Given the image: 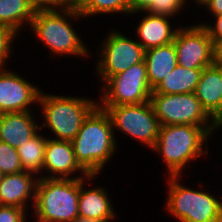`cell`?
<instances>
[{"mask_svg": "<svg viewBox=\"0 0 222 222\" xmlns=\"http://www.w3.org/2000/svg\"><path fill=\"white\" fill-rule=\"evenodd\" d=\"M206 8L213 16L220 15L222 14V0H211Z\"/></svg>", "mask_w": 222, "mask_h": 222, "instance_id": "cell-32", "label": "cell"}, {"mask_svg": "<svg viewBox=\"0 0 222 222\" xmlns=\"http://www.w3.org/2000/svg\"><path fill=\"white\" fill-rule=\"evenodd\" d=\"M16 36L12 29L0 25V68L5 67L6 60L11 56L12 42Z\"/></svg>", "mask_w": 222, "mask_h": 222, "instance_id": "cell-26", "label": "cell"}, {"mask_svg": "<svg viewBox=\"0 0 222 222\" xmlns=\"http://www.w3.org/2000/svg\"><path fill=\"white\" fill-rule=\"evenodd\" d=\"M114 132L108 113L97 105L71 141L76 161L89 175L100 174L114 155L117 148Z\"/></svg>", "mask_w": 222, "mask_h": 222, "instance_id": "cell-1", "label": "cell"}, {"mask_svg": "<svg viewBox=\"0 0 222 222\" xmlns=\"http://www.w3.org/2000/svg\"><path fill=\"white\" fill-rule=\"evenodd\" d=\"M129 14L128 0H90L89 3L80 11L84 17L90 15L110 14V13Z\"/></svg>", "mask_w": 222, "mask_h": 222, "instance_id": "cell-24", "label": "cell"}, {"mask_svg": "<svg viewBox=\"0 0 222 222\" xmlns=\"http://www.w3.org/2000/svg\"><path fill=\"white\" fill-rule=\"evenodd\" d=\"M150 102L160 126L196 125L219 126L207 114L195 93L162 94L152 93Z\"/></svg>", "mask_w": 222, "mask_h": 222, "instance_id": "cell-7", "label": "cell"}, {"mask_svg": "<svg viewBox=\"0 0 222 222\" xmlns=\"http://www.w3.org/2000/svg\"><path fill=\"white\" fill-rule=\"evenodd\" d=\"M100 107L108 113L113 130L122 131L151 149L154 148L160 124L150 101L142 104Z\"/></svg>", "mask_w": 222, "mask_h": 222, "instance_id": "cell-8", "label": "cell"}, {"mask_svg": "<svg viewBox=\"0 0 222 222\" xmlns=\"http://www.w3.org/2000/svg\"><path fill=\"white\" fill-rule=\"evenodd\" d=\"M195 95L207 114L222 127V67L203 69Z\"/></svg>", "mask_w": 222, "mask_h": 222, "instance_id": "cell-14", "label": "cell"}, {"mask_svg": "<svg viewBox=\"0 0 222 222\" xmlns=\"http://www.w3.org/2000/svg\"><path fill=\"white\" fill-rule=\"evenodd\" d=\"M136 27L139 42L147 50L149 48L164 46L174 41L178 28H171L168 16L147 13Z\"/></svg>", "mask_w": 222, "mask_h": 222, "instance_id": "cell-18", "label": "cell"}, {"mask_svg": "<svg viewBox=\"0 0 222 222\" xmlns=\"http://www.w3.org/2000/svg\"><path fill=\"white\" fill-rule=\"evenodd\" d=\"M26 212L20 207L0 205V222H26Z\"/></svg>", "mask_w": 222, "mask_h": 222, "instance_id": "cell-27", "label": "cell"}, {"mask_svg": "<svg viewBox=\"0 0 222 222\" xmlns=\"http://www.w3.org/2000/svg\"><path fill=\"white\" fill-rule=\"evenodd\" d=\"M90 0H60V7L81 11Z\"/></svg>", "mask_w": 222, "mask_h": 222, "instance_id": "cell-29", "label": "cell"}, {"mask_svg": "<svg viewBox=\"0 0 222 222\" xmlns=\"http://www.w3.org/2000/svg\"><path fill=\"white\" fill-rule=\"evenodd\" d=\"M215 17V24L211 25L207 22L202 25L208 32L209 37L212 39L213 43H215L217 40L222 39V14L216 15ZM210 24V25H209Z\"/></svg>", "mask_w": 222, "mask_h": 222, "instance_id": "cell-28", "label": "cell"}, {"mask_svg": "<svg viewBox=\"0 0 222 222\" xmlns=\"http://www.w3.org/2000/svg\"><path fill=\"white\" fill-rule=\"evenodd\" d=\"M214 65L222 67V39L214 43Z\"/></svg>", "mask_w": 222, "mask_h": 222, "instance_id": "cell-31", "label": "cell"}, {"mask_svg": "<svg viewBox=\"0 0 222 222\" xmlns=\"http://www.w3.org/2000/svg\"><path fill=\"white\" fill-rule=\"evenodd\" d=\"M37 9H54L60 7V0H28Z\"/></svg>", "mask_w": 222, "mask_h": 222, "instance_id": "cell-30", "label": "cell"}, {"mask_svg": "<svg viewBox=\"0 0 222 222\" xmlns=\"http://www.w3.org/2000/svg\"><path fill=\"white\" fill-rule=\"evenodd\" d=\"M69 17L77 20L83 16L80 11L62 7L37 9L30 27L40 41L49 48L50 54L87 56L88 48L72 28Z\"/></svg>", "mask_w": 222, "mask_h": 222, "instance_id": "cell-4", "label": "cell"}, {"mask_svg": "<svg viewBox=\"0 0 222 222\" xmlns=\"http://www.w3.org/2000/svg\"><path fill=\"white\" fill-rule=\"evenodd\" d=\"M111 32V33H110ZM103 40L96 71L105 83L110 77L144 61L145 49L139 41L129 39L118 31H110Z\"/></svg>", "mask_w": 222, "mask_h": 222, "instance_id": "cell-10", "label": "cell"}, {"mask_svg": "<svg viewBox=\"0 0 222 222\" xmlns=\"http://www.w3.org/2000/svg\"><path fill=\"white\" fill-rule=\"evenodd\" d=\"M203 69H189L179 64L152 90V93L186 94L195 92Z\"/></svg>", "mask_w": 222, "mask_h": 222, "instance_id": "cell-20", "label": "cell"}, {"mask_svg": "<svg viewBox=\"0 0 222 222\" xmlns=\"http://www.w3.org/2000/svg\"><path fill=\"white\" fill-rule=\"evenodd\" d=\"M2 177H3V174L0 171V183H1Z\"/></svg>", "mask_w": 222, "mask_h": 222, "instance_id": "cell-35", "label": "cell"}, {"mask_svg": "<svg viewBox=\"0 0 222 222\" xmlns=\"http://www.w3.org/2000/svg\"><path fill=\"white\" fill-rule=\"evenodd\" d=\"M96 178L90 175L87 178H80V190L78 199V213L81 218H89L98 221L109 222L115 218L113 205L104 188L84 189V184L88 180Z\"/></svg>", "mask_w": 222, "mask_h": 222, "instance_id": "cell-17", "label": "cell"}, {"mask_svg": "<svg viewBox=\"0 0 222 222\" xmlns=\"http://www.w3.org/2000/svg\"><path fill=\"white\" fill-rule=\"evenodd\" d=\"M50 178L39 176L34 209L37 222H73L78 213L80 178Z\"/></svg>", "mask_w": 222, "mask_h": 222, "instance_id": "cell-3", "label": "cell"}, {"mask_svg": "<svg viewBox=\"0 0 222 222\" xmlns=\"http://www.w3.org/2000/svg\"><path fill=\"white\" fill-rule=\"evenodd\" d=\"M0 171L9 175L23 171L16 148L0 141Z\"/></svg>", "mask_w": 222, "mask_h": 222, "instance_id": "cell-25", "label": "cell"}, {"mask_svg": "<svg viewBox=\"0 0 222 222\" xmlns=\"http://www.w3.org/2000/svg\"><path fill=\"white\" fill-rule=\"evenodd\" d=\"M194 1H195L196 4L198 3V5H202V6L204 7V6H207V4H208L211 0H194Z\"/></svg>", "mask_w": 222, "mask_h": 222, "instance_id": "cell-34", "label": "cell"}, {"mask_svg": "<svg viewBox=\"0 0 222 222\" xmlns=\"http://www.w3.org/2000/svg\"><path fill=\"white\" fill-rule=\"evenodd\" d=\"M220 126L165 125L160 126L154 150L162 155L170 176H180L183 168L204 153L203 145Z\"/></svg>", "mask_w": 222, "mask_h": 222, "instance_id": "cell-2", "label": "cell"}, {"mask_svg": "<svg viewBox=\"0 0 222 222\" xmlns=\"http://www.w3.org/2000/svg\"><path fill=\"white\" fill-rule=\"evenodd\" d=\"M36 9L28 0H0V25L12 29L15 33L30 25Z\"/></svg>", "mask_w": 222, "mask_h": 222, "instance_id": "cell-21", "label": "cell"}, {"mask_svg": "<svg viewBox=\"0 0 222 222\" xmlns=\"http://www.w3.org/2000/svg\"><path fill=\"white\" fill-rule=\"evenodd\" d=\"M45 123L55 136V140L72 141L82 126L84 119L98 105L94 100L83 97H68L45 94L41 91L39 101Z\"/></svg>", "mask_w": 222, "mask_h": 222, "instance_id": "cell-5", "label": "cell"}, {"mask_svg": "<svg viewBox=\"0 0 222 222\" xmlns=\"http://www.w3.org/2000/svg\"><path fill=\"white\" fill-rule=\"evenodd\" d=\"M173 43L179 65L204 69L214 64V43L202 25L179 27Z\"/></svg>", "mask_w": 222, "mask_h": 222, "instance_id": "cell-11", "label": "cell"}, {"mask_svg": "<svg viewBox=\"0 0 222 222\" xmlns=\"http://www.w3.org/2000/svg\"><path fill=\"white\" fill-rule=\"evenodd\" d=\"M73 222H106V221H98V220L89 219V218L77 217Z\"/></svg>", "mask_w": 222, "mask_h": 222, "instance_id": "cell-33", "label": "cell"}, {"mask_svg": "<svg viewBox=\"0 0 222 222\" xmlns=\"http://www.w3.org/2000/svg\"><path fill=\"white\" fill-rule=\"evenodd\" d=\"M185 2L186 0H128L129 16L136 12H147L173 17L186 5Z\"/></svg>", "mask_w": 222, "mask_h": 222, "instance_id": "cell-23", "label": "cell"}, {"mask_svg": "<svg viewBox=\"0 0 222 222\" xmlns=\"http://www.w3.org/2000/svg\"><path fill=\"white\" fill-rule=\"evenodd\" d=\"M144 62L150 88L154 90L178 64L174 43L145 50Z\"/></svg>", "mask_w": 222, "mask_h": 222, "instance_id": "cell-19", "label": "cell"}, {"mask_svg": "<svg viewBox=\"0 0 222 222\" xmlns=\"http://www.w3.org/2000/svg\"><path fill=\"white\" fill-rule=\"evenodd\" d=\"M180 177H168L166 211L180 222H222V201L208 192L182 186Z\"/></svg>", "mask_w": 222, "mask_h": 222, "instance_id": "cell-6", "label": "cell"}, {"mask_svg": "<svg viewBox=\"0 0 222 222\" xmlns=\"http://www.w3.org/2000/svg\"><path fill=\"white\" fill-rule=\"evenodd\" d=\"M103 85L99 106L142 104L150 101L152 94L144 61L110 77Z\"/></svg>", "mask_w": 222, "mask_h": 222, "instance_id": "cell-9", "label": "cell"}, {"mask_svg": "<svg viewBox=\"0 0 222 222\" xmlns=\"http://www.w3.org/2000/svg\"><path fill=\"white\" fill-rule=\"evenodd\" d=\"M43 169L51 174L50 178L70 179L78 170L81 175L90 176L76 161L72 142L52 138H47Z\"/></svg>", "mask_w": 222, "mask_h": 222, "instance_id": "cell-13", "label": "cell"}, {"mask_svg": "<svg viewBox=\"0 0 222 222\" xmlns=\"http://www.w3.org/2000/svg\"><path fill=\"white\" fill-rule=\"evenodd\" d=\"M38 132L25 145L18 147L19 155L23 171L34 173L36 176L42 172L44 165V153L47 138ZM41 171V172H40Z\"/></svg>", "mask_w": 222, "mask_h": 222, "instance_id": "cell-22", "label": "cell"}, {"mask_svg": "<svg viewBox=\"0 0 222 222\" xmlns=\"http://www.w3.org/2000/svg\"><path fill=\"white\" fill-rule=\"evenodd\" d=\"M4 69V70H3ZM41 90L5 67L0 68V114L30 111Z\"/></svg>", "mask_w": 222, "mask_h": 222, "instance_id": "cell-12", "label": "cell"}, {"mask_svg": "<svg viewBox=\"0 0 222 222\" xmlns=\"http://www.w3.org/2000/svg\"><path fill=\"white\" fill-rule=\"evenodd\" d=\"M34 176V173L27 171L3 175L0 183V205L16 206L27 210L28 199L32 198L30 200L34 206L39 179Z\"/></svg>", "mask_w": 222, "mask_h": 222, "instance_id": "cell-15", "label": "cell"}, {"mask_svg": "<svg viewBox=\"0 0 222 222\" xmlns=\"http://www.w3.org/2000/svg\"><path fill=\"white\" fill-rule=\"evenodd\" d=\"M31 113L25 111L0 114V141L17 149L33 138L42 126L38 125Z\"/></svg>", "mask_w": 222, "mask_h": 222, "instance_id": "cell-16", "label": "cell"}]
</instances>
